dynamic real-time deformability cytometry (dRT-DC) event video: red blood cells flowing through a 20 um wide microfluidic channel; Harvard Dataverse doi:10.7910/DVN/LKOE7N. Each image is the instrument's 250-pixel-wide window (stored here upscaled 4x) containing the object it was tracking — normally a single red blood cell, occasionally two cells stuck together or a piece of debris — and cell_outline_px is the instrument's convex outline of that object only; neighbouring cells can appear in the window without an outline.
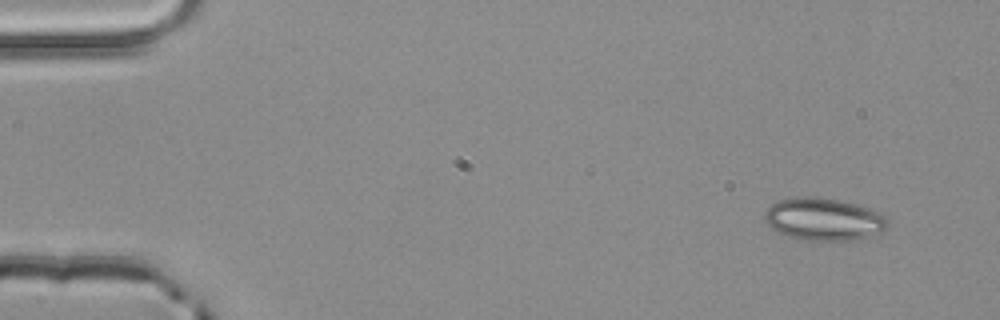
{"species": "common noctule bat (a hibernating species)", "species_latin": "Nyctalus noctula", "temperature_condition": "room temperature", "stored_images_in_passage": 2, "camera_frame_rate_fps": 3000, "um_per_image_px": 0.085, "animal": {"sex": "male", "body_mass_g": 20.4}, "frame": {"image": 1, "passage_image": 2, "time_ms": 0.333, "image_size_px": [1000, 320], "cell_outline_px": [[888, 228], [884, 232], [856, 240], [800, 240], [788, 236], [772, 228], [764, 220], [764, 212], [772, 204], [780, 200], [796, 196], [804, 196], [836, 200], [868, 208], [880, 212], [888, 220]], "centroid_in_image_um": [70.03, 18.65], "position_along_channel_um": 15.0, "area_um2": 30.35}}